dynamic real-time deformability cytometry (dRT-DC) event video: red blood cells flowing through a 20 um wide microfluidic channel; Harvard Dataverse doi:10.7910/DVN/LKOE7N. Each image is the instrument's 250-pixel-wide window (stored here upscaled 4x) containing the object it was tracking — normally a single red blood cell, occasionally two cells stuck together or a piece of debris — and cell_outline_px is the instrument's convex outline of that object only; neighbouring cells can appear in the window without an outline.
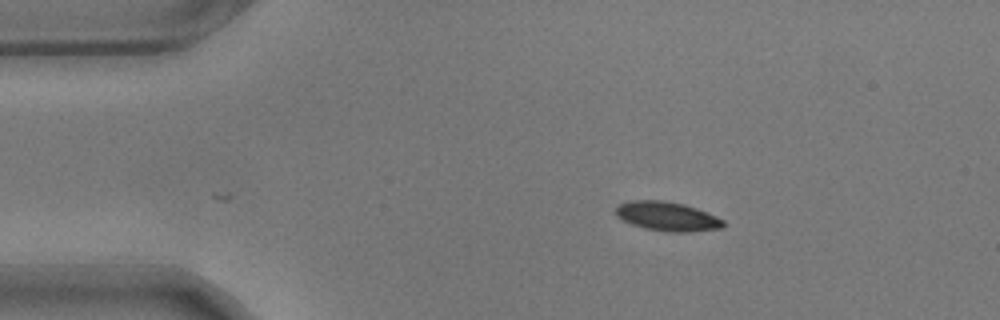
{"species": "common noctule bat (a hibernating species)", "species_latin": "Nyctalus noctula", "temperature_condition": "warm", "stored_images_in_passage": 39, "camera_frame_rate_fps": 3000, "um_per_image_px": 0.085, "animal": {"sex": "male", "body_mass_g": 17.9}, "frame": {"image": 1, "passage_image": 1, "time_ms": 0.0, "image_size_px": [1000, 320], "cell_outline_px": [[724, 228], [688, 232], [672, 232], [644, 228], [632, 224], [616, 216], [616, 208], [620, 204], [632, 200], [664, 200], [684, 204], [708, 212], [724, 220]], "centroid_in_image_um": [56.75, 18.39], "position_along_channel_um": 28.3, "area_um2": 18.26}}
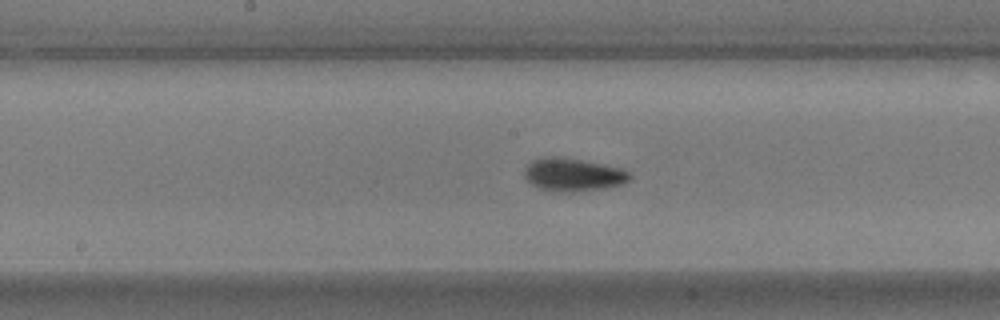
{"frame": {"image": 2, "passage_image": 20, "time_ms": 6.333, "image_size_px": [1000, 320], "cell_outline_px": [[632, 176], [624, 184], [604, 188], [572, 192], [556, 192], [540, 188], [532, 184], [524, 176], [524, 168], [532, 160], [544, 156], [552, 156], [580, 160], [620, 168], [628, 172]], "centroid_in_image_um": [48.68, 14.85], "position_along_channel_um": 199.5, "area_um2": 20.11}}
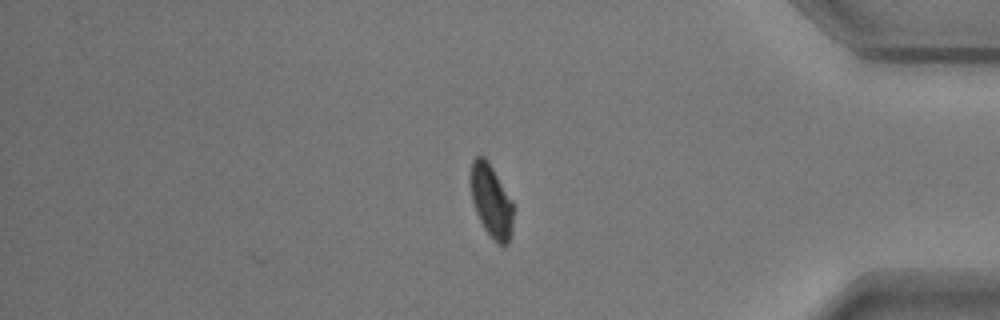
{"frame": {"image": 3, "passage_image": 39, "time_ms": 12.667, "image_size_px": [1000, 320], "cell_outline_px": [[512, 232], [508, 244], [496, 244], [484, 228], [476, 212], [472, 200], [472, 160], [476, 156], [484, 156], [488, 160], [512, 204]], "centroid_in_image_um": [41.76, 17.13], "position_along_channel_um": 393.4, "area_um2": 17.46}, "authors_computed_cell_mechanics": {"area_um2": 18.9006, "velocity_mm_per_s": 3.5314, "shape_relaxation_time_tau1_ms": 3.4154, "shape_relaxation_time_tau2_ms": 2.3366, "deformation_change_tau1": 0.1048, "deformation_change_tau2": 0.0546}}